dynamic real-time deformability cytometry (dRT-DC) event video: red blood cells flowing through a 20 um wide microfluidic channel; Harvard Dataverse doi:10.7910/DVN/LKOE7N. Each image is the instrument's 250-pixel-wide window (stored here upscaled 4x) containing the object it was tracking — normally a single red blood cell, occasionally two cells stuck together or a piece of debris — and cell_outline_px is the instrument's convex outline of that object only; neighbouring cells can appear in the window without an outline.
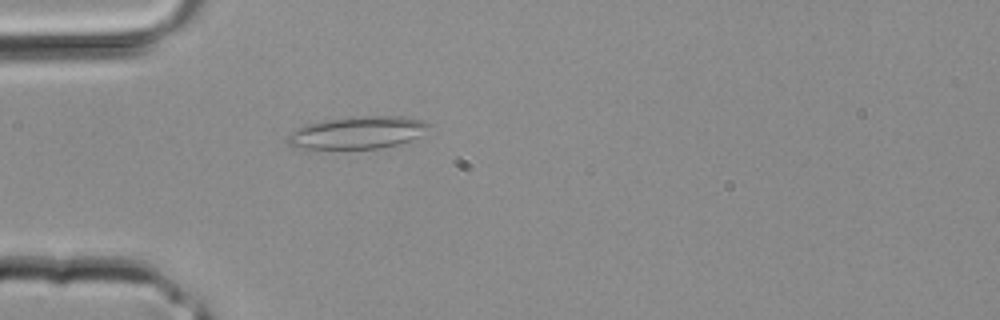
{"species": "common noctule bat (a hibernating species)", "species_latin": "Nyctalus noctula", "temperature_condition": "room temperature", "stored_images_in_passage": 2, "camera_frame_rate_fps": 3000, "um_per_image_px": 0.085, "animal": {"sex": "male", "body_mass_g": 20.4}, "frame": {"image": 1, "passage_image": 2, "time_ms": 0.333, "image_size_px": [1000, 320], "cell_outline_px": [[432, 124], [420, 136], [396, 144], [380, 148], [296, 148], [288, 144], [284, 140], [296, 128], [304, 124], [324, 120], [356, 116], [404, 116], [424, 120]], "centroid_in_image_um": [30.37, 11.25], "position_along_channel_um": 54.6, "area_um2": 26.65}}